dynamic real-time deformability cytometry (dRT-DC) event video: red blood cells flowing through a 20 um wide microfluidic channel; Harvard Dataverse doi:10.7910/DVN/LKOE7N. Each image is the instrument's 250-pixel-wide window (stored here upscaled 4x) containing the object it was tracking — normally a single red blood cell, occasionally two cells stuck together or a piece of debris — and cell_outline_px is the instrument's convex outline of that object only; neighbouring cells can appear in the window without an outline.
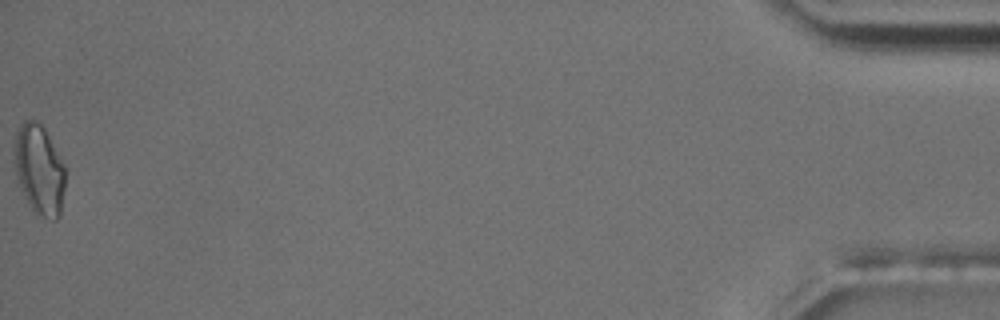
{"species": "common noctule bat (a hibernating species)", "species_latin": "Nyctalus noctula", "temperature_condition": "room temperature", "stored_images_in_passage": 50, "camera_frame_rate_fps": 3000, "um_per_image_px": 0.085, "animal": {"sex": "male", "body_mass_g": 17.5, "forearm_length_mm": 52.3}, "frame": {"image": 1, "passage_image": 50, "time_ms": 16.333, "image_size_px": [1000, 320], "cell_outline_px": [[64, 188], [60, 216], [56, 220], [52, 220], [36, 216], [20, 184], [16, 172], [12, 148], [12, 140], [16, 128], [24, 120], [32, 116], [44, 128], [64, 164]], "centroid_in_image_um": [3.3, 14.36], "position_along_channel_um": 431.9, "area_um2": 27.05}, "authors_computed_cell_mechanics": {"area_um2": 20.519, "velocity_mm_per_s": 3.6698, "shape_relaxation_time_tau1_ms": 3.6953, "shape_relaxation_time_tau2_ms": 3.1515, "deformation_change_tau1": 0.1337, "deformation_change_tau2": 0.0851}}